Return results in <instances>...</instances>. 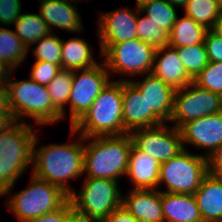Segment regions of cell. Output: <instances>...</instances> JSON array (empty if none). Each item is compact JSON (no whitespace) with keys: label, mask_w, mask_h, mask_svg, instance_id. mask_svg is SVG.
Instances as JSON below:
<instances>
[{"label":"cell","mask_w":222,"mask_h":222,"mask_svg":"<svg viewBox=\"0 0 222 222\" xmlns=\"http://www.w3.org/2000/svg\"><path fill=\"white\" fill-rule=\"evenodd\" d=\"M140 81L129 80L145 97L149 109L164 122L168 123L173 112L175 90L154 75L145 74Z\"/></svg>","instance_id":"cell-17"},{"label":"cell","mask_w":222,"mask_h":222,"mask_svg":"<svg viewBox=\"0 0 222 222\" xmlns=\"http://www.w3.org/2000/svg\"><path fill=\"white\" fill-rule=\"evenodd\" d=\"M61 69V65L51 64L46 61H34L29 77L40 85L48 86Z\"/></svg>","instance_id":"cell-34"},{"label":"cell","mask_w":222,"mask_h":222,"mask_svg":"<svg viewBox=\"0 0 222 222\" xmlns=\"http://www.w3.org/2000/svg\"><path fill=\"white\" fill-rule=\"evenodd\" d=\"M168 2H170L171 4H173L175 7H181L183 8L188 0H167Z\"/></svg>","instance_id":"cell-45"},{"label":"cell","mask_w":222,"mask_h":222,"mask_svg":"<svg viewBox=\"0 0 222 222\" xmlns=\"http://www.w3.org/2000/svg\"><path fill=\"white\" fill-rule=\"evenodd\" d=\"M70 130L71 138L78 137L74 142L48 144L40 148L37 147L39 138L36 135L32 158V175L60 187L68 195L75 190L68 182L84 176V137L71 127Z\"/></svg>","instance_id":"cell-1"},{"label":"cell","mask_w":222,"mask_h":222,"mask_svg":"<svg viewBox=\"0 0 222 222\" xmlns=\"http://www.w3.org/2000/svg\"><path fill=\"white\" fill-rule=\"evenodd\" d=\"M204 45L209 62H222V37L212 29L208 30Z\"/></svg>","instance_id":"cell-36"},{"label":"cell","mask_w":222,"mask_h":222,"mask_svg":"<svg viewBox=\"0 0 222 222\" xmlns=\"http://www.w3.org/2000/svg\"><path fill=\"white\" fill-rule=\"evenodd\" d=\"M222 111V97L200 88L193 82L175 90L173 112L169 123L180 129L185 123Z\"/></svg>","instance_id":"cell-10"},{"label":"cell","mask_w":222,"mask_h":222,"mask_svg":"<svg viewBox=\"0 0 222 222\" xmlns=\"http://www.w3.org/2000/svg\"><path fill=\"white\" fill-rule=\"evenodd\" d=\"M32 45L36 46L29 47L28 50L32 49V54L36 57V61H46L51 64L61 65L62 39L59 36L52 32Z\"/></svg>","instance_id":"cell-32"},{"label":"cell","mask_w":222,"mask_h":222,"mask_svg":"<svg viewBox=\"0 0 222 222\" xmlns=\"http://www.w3.org/2000/svg\"><path fill=\"white\" fill-rule=\"evenodd\" d=\"M137 15V6L135 10L124 7L101 14L99 12L97 35L101 56L115 43L138 38Z\"/></svg>","instance_id":"cell-13"},{"label":"cell","mask_w":222,"mask_h":222,"mask_svg":"<svg viewBox=\"0 0 222 222\" xmlns=\"http://www.w3.org/2000/svg\"><path fill=\"white\" fill-rule=\"evenodd\" d=\"M139 9L152 22L158 25V27L164 29L168 33L171 32L178 17L176 12L177 7L167 0L151 1L141 5Z\"/></svg>","instance_id":"cell-29"},{"label":"cell","mask_w":222,"mask_h":222,"mask_svg":"<svg viewBox=\"0 0 222 222\" xmlns=\"http://www.w3.org/2000/svg\"><path fill=\"white\" fill-rule=\"evenodd\" d=\"M151 74L174 90L193 82L179 59L176 48L170 45L156 49Z\"/></svg>","instance_id":"cell-18"},{"label":"cell","mask_w":222,"mask_h":222,"mask_svg":"<svg viewBox=\"0 0 222 222\" xmlns=\"http://www.w3.org/2000/svg\"><path fill=\"white\" fill-rule=\"evenodd\" d=\"M122 206L139 222H165L161 206V191L131 189L122 196Z\"/></svg>","instance_id":"cell-19"},{"label":"cell","mask_w":222,"mask_h":222,"mask_svg":"<svg viewBox=\"0 0 222 222\" xmlns=\"http://www.w3.org/2000/svg\"><path fill=\"white\" fill-rule=\"evenodd\" d=\"M13 72L15 70L9 71L6 82L9 106L15 120L25 122L26 117L31 118L37 126L61 122V114L54 108L47 86L38 84L30 77L16 81L11 76Z\"/></svg>","instance_id":"cell-5"},{"label":"cell","mask_w":222,"mask_h":222,"mask_svg":"<svg viewBox=\"0 0 222 222\" xmlns=\"http://www.w3.org/2000/svg\"><path fill=\"white\" fill-rule=\"evenodd\" d=\"M67 222H97L90 219L85 213L76 210L67 200Z\"/></svg>","instance_id":"cell-40"},{"label":"cell","mask_w":222,"mask_h":222,"mask_svg":"<svg viewBox=\"0 0 222 222\" xmlns=\"http://www.w3.org/2000/svg\"><path fill=\"white\" fill-rule=\"evenodd\" d=\"M168 124L162 123L131 131L129 134L133 145L155 158L160 164L165 163L183 150L180 129Z\"/></svg>","instance_id":"cell-12"},{"label":"cell","mask_w":222,"mask_h":222,"mask_svg":"<svg viewBox=\"0 0 222 222\" xmlns=\"http://www.w3.org/2000/svg\"><path fill=\"white\" fill-rule=\"evenodd\" d=\"M165 222H199L202 220L194 194L161 192Z\"/></svg>","instance_id":"cell-21"},{"label":"cell","mask_w":222,"mask_h":222,"mask_svg":"<svg viewBox=\"0 0 222 222\" xmlns=\"http://www.w3.org/2000/svg\"><path fill=\"white\" fill-rule=\"evenodd\" d=\"M122 196L119 181L84 177L81 190H73L69 194V201L90 219L104 222L106 216L122 205Z\"/></svg>","instance_id":"cell-7"},{"label":"cell","mask_w":222,"mask_h":222,"mask_svg":"<svg viewBox=\"0 0 222 222\" xmlns=\"http://www.w3.org/2000/svg\"><path fill=\"white\" fill-rule=\"evenodd\" d=\"M138 8L137 35L138 38L155 49H159L169 42V33L152 22L146 15L142 17Z\"/></svg>","instance_id":"cell-31"},{"label":"cell","mask_w":222,"mask_h":222,"mask_svg":"<svg viewBox=\"0 0 222 222\" xmlns=\"http://www.w3.org/2000/svg\"><path fill=\"white\" fill-rule=\"evenodd\" d=\"M156 49L139 38L113 44L102 56L109 73L130 76L150 74Z\"/></svg>","instance_id":"cell-9"},{"label":"cell","mask_w":222,"mask_h":222,"mask_svg":"<svg viewBox=\"0 0 222 222\" xmlns=\"http://www.w3.org/2000/svg\"><path fill=\"white\" fill-rule=\"evenodd\" d=\"M110 75L103 60L91 68L74 70L68 99L70 127L86 113L94 99L111 81Z\"/></svg>","instance_id":"cell-11"},{"label":"cell","mask_w":222,"mask_h":222,"mask_svg":"<svg viewBox=\"0 0 222 222\" xmlns=\"http://www.w3.org/2000/svg\"><path fill=\"white\" fill-rule=\"evenodd\" d=\"M208 174L207 158L190 153L187 147L175 157L160 164L158 190L168 193L194 194ZM165 183L167 190L159 189Z\"/></svg>","instance_id":"cell-8"},{"label":"cell","mask_w":222,"mask_h":222,"mask_svg":"<svg viewBox=\"0 0 222 222\" xmlns=\"http://www.w3.org/2000/svg\"><path fill=\"white\" fill-rule=\"evenodd\" d=\"M193 83L222 97V62H209Z\"/></svg>","instance_id":"cell-33"},{"label":"cell","mask_w":222,"mask_h":222,"mask_svg":"<svg viewBox=\"0 0 222 222\" xmlns=\"http://www.w3.org/2000/svg\"><path fill=\"white\" fill-rule=\"evenodd\" d=\"M73 76L74 70L61 69L47 86L53 106L61 114L62 119L66 116L65 105H68Z\"/></svg>","instance_id":"cell-28"},{"label":"cell","mask_w":222,"mask_h":222,"mask_svg":"<svg viewBox=\"0 0 222 222\" xmlns=\"http://www.w3.org/2000/svg\"><path fill=\"white\" fill-rule=\"evenodd\" d=\"M132 146L129 133L84 138L85 177L120 181L126 175Z\"/></svg>","instance_id":"cell-2"},{"label":"cell","mask_w":222,"mask_h":222,"mask_svg":"<svg viewBox=\"0 0 222 222\" xmlns=\"http://www.w3.org/2000/svg\"><path fill=\"white\" fill-rule=\"evenodd\" d=\"M212 30L220 37H222V11L219 18L216 20L215 26Z\"/></svg>","instance_id":"cell-43"},{"label":"cell","mask_w":222,"mask_h":222,"mask_svg":"<svg viewBox=\"0 0 222 222\" xmlns=\"http://www.w3.org/2000/svg\"><path fill=\"white\" fill-rule=\"evenodd\" d=\"M207 31L206 27L184 14L183 17H177L169 33L168 45L184 47L204 43Z\"/></svg>","instance_id":"cell-24"},{"label":"cell","mask_w":222,"mask_h":222,"mask_svg":"<svg viewBox=\"0 0 222 222\" xmlns=\"http://www.w3.org/2000/svg\"><path fill=\"white\" fill-rule=\"evenodd\" d=\"M122 80L123 122L125 130L130 133L138 128L153 127L164 123L149 109L145 97L129 81Z\"/></svg>","instance_id":"cell-15"},{"label":"cell","mask_w":222,"mask_h":222,"mask_svg":"<svg viewBox=\"0 0 222 222\" xmlns=\"http://www.w3.org/2000/svg\"><path fill=\"white\" fill-rule=\"evenodd\" d=\"M0 111H11L9 106L7 82L0 83Z\"/></svg>","instance_id":"cell-42"},{"label":"cell","mask_w":222,"mask_h":222,"mask_svg":"<svg viewBox=\"0 0 222 222\" xmlns=\"http://www.w3.org/2000/svg\"><path fill=\"white\" fill-rule=\"evenodd\" d=\"M15 34L29 48L51 31L39 13H21L14 24Z\"/></svg>","instance_id":"cell-26"},{"label":"cell","mask_w":222,"mask_h":222,"mask_svg":"<svg viewBox=\"0 0 222 222\" xmlns=\"http://www.w3.org/2000/svg\"><path fill=\"white\" fill-rule=\"evenodd\" d=\"M22 10L21 0H0V21L2 25L14 26Z\"/></svg>","instance_id":"cell-35"},{"label":"cell","mask_w":222,"mask_h":222,"mask_svg":"<svg viewBox=\"0 0 222 222\" xmlns=\"http://www.w3.org/2000/svg\"><path fill=\"white\" fill-rule=\"evenodd\" d=\"M88 42L79 37L62 39L61 68L67 70L88 69L98 64Z\"/></svg>","instance_id":"cell-23"},{"label":"cell","mask_w":222,"mask_h":222,"mask_svg":"<svg viewBox=\"0 0 222 222\" xmlns=\"http://www.w3.org/2000/svg\"><path fill=\"white\" fill-rule=\"evenodd\" d=\"M175 48L188 75L194 80L209 63L204 43Z\"/></svg>","instance_id":"cell-30"},{"label":"cell","mask_w":222,"mask_h":222,"mask_svg":"<svg viewBox=\"0 0 222 222\" xmlns=\"http://www.w3.org/2000/svg\"><path fill=\"white\" fill-rule=\"evenodd\" d=\"M207 165L208 173L222 181V145L207 158Z\"/></svg>","instance_id":"cell-37"},{"label":"cell","mask_w":222,"mask_h":222,"mask_svg":"<svg viewBox=\"0 0 222 222\" xmlns=\"http://www.w3.org/2000/svg\"><path fill=\"white\" fill-rule=\"evenodd\" d=\"M159 171L160 163L155 158L132 146L125 175L134 186L132 189H158Z\"/></svg>","instance_id":"cell-20"},{"label":"cell","mask_w":222,"mask_h":222,"mask_svg":"<svg viewBox=\"0 0 222 222\" xmlns=\"http://www.w3.org/2000/svg\"><path fill=\"white\" fill-rule=\"evenodd\" d=\"M217 2H218L219 5L222 7V0H217Z\"/></svg>","instance_id":"cell-48"},{"label":"cell","mask_w":222,"mask_h":222,"mask_svg":"<svg viewBox=\"0 0 222 222\" xmlns=\"http://www.w3.org/2000/svg\"><path fill=\"white\" fill-rule=\"evenodd\" d=\"M28 48L17 37L15 31L5 26L0 28V63L8 70H16L25 62Z\"/></svg>","instance_id":"cell-25"},{"label":"cell","mask_w":222,"mask_h":222,"mask_svg":"<svg viewBox=\"0 0 222 222\" xmlns=\"http://www.w3.org/2000/svg\"><path fill=\"white\" fill-rule=\"evenodd\" d=\"M16 122L11 111H0V132L9 129Z\"/></svg>","instance_id":"cell-41"},{"label":"cell","mask_w":222,"mask_h":222,"mask_svg":"<svg viewBox=\"0 0 222 222\" xmlns=\"http://www.w3.org/2000/svg\"><path fill=\"white\" fill-rule=\"evenodd\" d=\"M9 71L3 64H0V83L6 82Z\"/></svg>","instance_id":"cell-44"},{"label":"cell","mask_w":222,"mask_h":222,"mask_svg":"<svg viewBox=\"0 0 222 222\" xmlns=\"http://www.w3.org/2000/svg\"><path fill=\"white\" fill-rule=\"evenodd\" d=\"M203 220L222 221V181L209 173L194 193Z\"/></svg>","instance_id":"cell-22"},{"label":"cell","mask_w":222,"mask_h":222,"mask_svg":"<svg viewBox=\"0 0 222 222\" xmlns=\"http://www.w3.org/2000/svg\"><path fill=\"white\" fill-rule=\"evenodd\" d=\"M68 199L60 187L32 175L27 188L11 195L6 206L19 222H26L59 209Z\"/></svg>","instance_id":"cell-6"},{"label":"cell","mask_w":222,"mask_h":222,"mask_svg":"<svg viewBox=\"0 0 222 222\" xmlns=\"http://www.w3.org/2000/svg\"><path fill=\"white\" fill-rule=\"evenodd\" d=\"M71 128L84 138L128 133L123 122L122 80L110 81Z\"/></svg>","instance_id":"cell-4"},{"label":"cell","mask_w":222,"mask_h":222,"mask_svg":"<svg viewBox=\"0 0 222 222\" xmlns=\"http://www.w3.org/2000/svg\"><path fill=\"white\" fill-rule=\"evenodd\" d=\"M182 144L194 145L197 149L206 150L202 156L208 158L222 145V111L200 119L191 120L181 128Z\"/></svg>","instance_id":"cell-14"},{"label":"cell","mask_w":222,"mask_h":222,"mask_svg":"<svg viewBox=\"0 0 222 222\" xmlns=\"http://www.w3.org/2000/svg\"><path fill=\"white\" fill-rule=\"evenodd\" d=\"M27 122H16L0 132V197L11 194L17 180L32 165L37 131Z\"/></svg>","instance_id":"cell-3"},{"label":"cell","mask_w":222,"mask_h":222,"mask_svg":"<svg viewBox=\"0 0 222 222\" xmlns=\"http://www.w3.org/2000/svg\"><path fill=\"white\" fill-rule=\"evenodd\" d=\"M151 1H157V0H136V6L139 8L141 5H144L145 3H148Z\"/></svg>","instance_id":"cell-46"},{"label":"cell","mask_w":222,"mask_h":222,"mask_svg":"<svg viewBox=\"0 0 222 222\" xmlns=\"http://www.w3.org/2000/svg\"><path fill=\"white\" fill-rule=\"evenodd\" d=\"M183 9L185 15L208 30L214 28L222 11L217 0H188Z\"/></svg>","instance_id":"cell-27"},{"label":"cell","mask_w":222,"mask_h":222,"mask_svg":"<svg viewBox=\"0 0 222 222\" xmlns=\"http://www.w3.org/2000/svg\"><path fill=\"white\" fill-rule=\"evenodd\" d=\"M104 222H139L122 205L115 209L109 216H106Z\"/></svg>","instance_id":"cell-39"},{"label":"cell","mask_w":222,"mask_h":222,"mask_svg":"<svg viewBox=\"0 0 222 222\" xmlns=\"http://www.w3.org/2000/svg\"><path fill=\"white\" fill-rule=\"evenodd\" d=\"M26 222H67V201L59 209L45 213Z\"/></svg>","instance_id":"cell-38"},{"label":"cell","mask_w":222,"mask_h":222,"mask_svg":"<svg viewBox=\"0 0 222 222\" xmlns=\"http://www.w3.org/2000/svg\"><path fill=\"white\" fill-rule=\"evenodd\" d=\"M83 0H46L40 3L39 15L47 23L50 31L53 28L72 33H82L84 26L77 4ZM74 2V3H73Z\"/></svg>","instance_id":"cell-16"},{"label":"cell","mask_w":222,"mask_h":222,"mask_svg":"<svg viewBox=\"0 0 222 222\" xmlns=\"http://www.w3.org/2000/svg\"><path fill=\"white\" fill-rule=\"evenodd\" d=\"M199 222H222V221H212V220H201V221H199Z\"/></svg>","instance_id":"cell-47"}]
</instances>
